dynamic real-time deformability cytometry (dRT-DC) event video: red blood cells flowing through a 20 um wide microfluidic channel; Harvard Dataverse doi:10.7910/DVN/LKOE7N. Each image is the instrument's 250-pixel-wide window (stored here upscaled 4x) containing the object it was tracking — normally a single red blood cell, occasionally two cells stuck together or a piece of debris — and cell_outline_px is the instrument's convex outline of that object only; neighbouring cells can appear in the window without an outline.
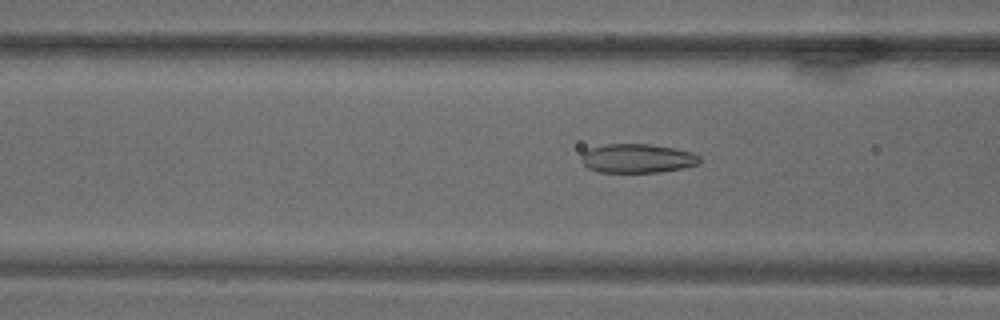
{"species": "common noctule bat (a hibernating species)", "species_latin": "Nyctalus noctula", "temperature_condition": "warm", "stored_images_in_passage": 71, "camera_frame_rate_fps": 3000, "um_per_image_px": 0.085, "animal": {"sex": "male", "body_mass_g": 18.8}, "frame": {"image": 1, "passage_image": 28, "time_ms": 9.0, "image_size_px": [1000, 320], "cell_outline_px": [[700, 164], [684, 168], [660, 172], [600, 172], [588, 168], [580, 160], [580, 156], [588, 148], [608, 144], [648, 144], [672, 148], [692, 152], [700, 156]], "centroid_in_image_um": [54.17, 13.47], "position_along_channel_um": 112.4, "area_um2": 20.06}}
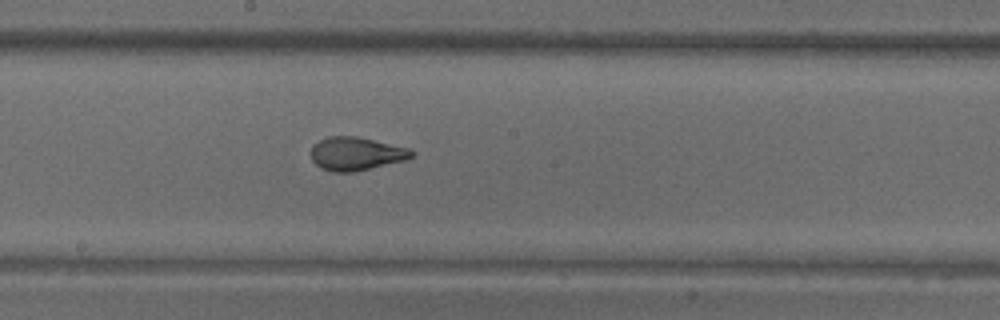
{"frame": {"image": 2, "passage_image": 39, "time_ms": 12.667, "image_size_px": [1000, 320], "cell_outline_px": [[416, 152], [412, 156], [404, 160], [352, 172], [332, 172], [320, 168], [312, 160], [312, 144], [328, 136], [356, 136], [408, 148]], "centroid_in_image_um": [30.23, 13.06], "position_along_channel_um": 218.0, "area_um2": 19.31}}
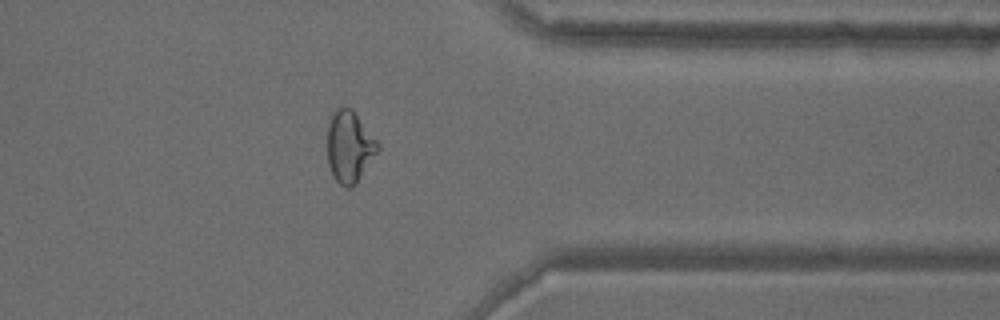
{"frame": {"image": 3, "passage_image": 57, "time_ms": 18.667, "image_size_px": [1000, 320], "cell_outline_px": [[380, 148], [356, 184], [352, 188], [348, 188], [340, 184], [336, 180], [328, 164], [328, 124], [332, 112], [340, 104], [352, 108], [380, 144]], "centroid_in_image_um": [29.71, 12.42], "position_along_channel_um": 381.7, "area_um2": 21.21}}